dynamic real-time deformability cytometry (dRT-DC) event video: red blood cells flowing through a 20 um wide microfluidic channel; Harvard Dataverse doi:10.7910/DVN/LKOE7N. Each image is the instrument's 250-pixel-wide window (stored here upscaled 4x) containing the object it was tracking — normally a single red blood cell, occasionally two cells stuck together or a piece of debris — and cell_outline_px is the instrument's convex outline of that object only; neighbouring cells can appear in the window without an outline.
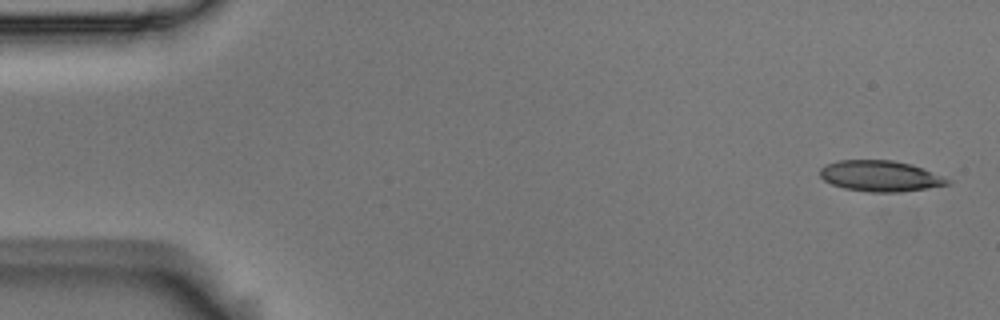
{"species": "Egyptian fruit bat (a non-hibernating species)", "species_latin": "Rousettus aegyptiacus", "temperature_condition": "room temperature", "stored_images_in_passage": 4, "camera_frame_rate_fps": 3000, "um_per_image_px": 0.085, "animal": {"sex": "male"}, "frame": {"image": 1, "passage_image": 1, "time_ms": 0.0, "image_size_px": [1000, 320], "cell_outline_px": [[952, 184], [928, 188], [900, 192], [868, 192], [844, 188], [832, 184], [824, 180], [820, 176], [820, 168], [824, 164], [836, 160], [892, 160], [912, 164], [952, 180]], "centroid_in_image_um": [74.82, 14.96], "position_along_channel_um": 10.2, "area_um2": 23.12}}